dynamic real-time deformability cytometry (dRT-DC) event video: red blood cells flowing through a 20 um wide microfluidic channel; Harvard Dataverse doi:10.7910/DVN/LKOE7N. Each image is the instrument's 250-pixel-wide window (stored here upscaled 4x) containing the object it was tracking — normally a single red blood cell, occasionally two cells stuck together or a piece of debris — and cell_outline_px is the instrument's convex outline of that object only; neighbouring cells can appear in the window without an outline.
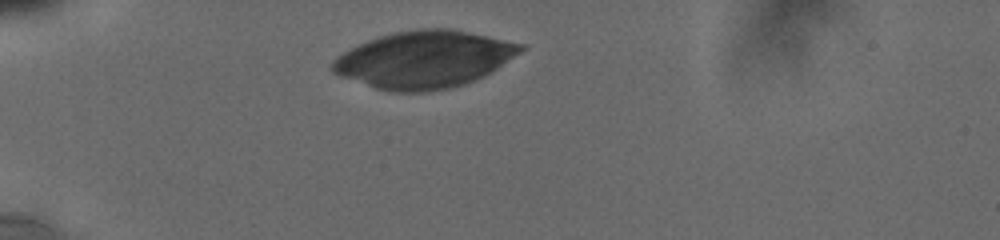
{"species": "human", "species_latin": "Homo sapiens", "temperature_condition": "cold", "stored_images_in_passage": 19, "camera_frame_rate_fps": 3000, "um_per_image_px": 0.085, "donor": {"sex": "male"}, "frame": {"image": 1, "passage_image": 1, "time_ms": 0.0, "image_size_px": [1000, 240], "cell_outline_px": [[528, 48], [484, 76], [476, 80], [452, 88], [424, 92], [392, 92], [376, 88], [340, 76], [332, 72], [328, 68], [332, 60], [336, 56], [376, 36], [392, 32], [420, 28], [452, 28], [528, 44]], "centroid_in_image_um": [36.08, 5.04], "position_along_channel_um": 48.9, "area_um2": 63.23}}
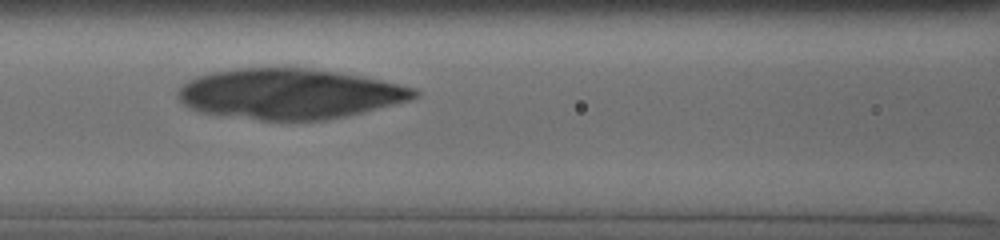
{"frame": {"image": 2, "passage_image": 7, "time_ms": 3.333, "image_size_px": [1000, 240], "cell_outline_px": [[420, 92], [416, 96], [408, 100], [344, 116], [324, 120], [260, 120], [200, 112], [188, 108], [176, 96], [176, 92], [180, 84], [196, 76], [212, 72], [236, 68], [308, 68], [336, 72], [360, 76], [380, 80], [416, 88]], "centroid_in_image_um": [24.51, 7.97], "position_along_channel_um": 142.1, "area_um2": 68.96}}
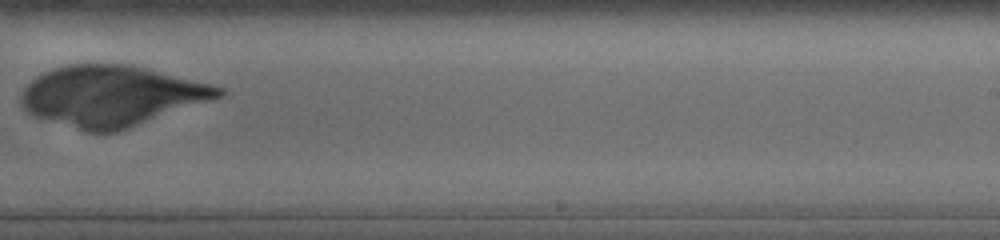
{"frame": {"image": 3, "passage_image": 13, "time_ms": 7.0, "image_size_px": [1000, 240], "cell_outline_px": [[224, 92], [220, 96], [128, 128], [116, 132], [88, 132], [32, 116], [20, 104], [20, 96], [24, 88], [36, 76], [44, 72], [68, 64], [132, 64], [212, 84], [224, 88]], "centroid_in_image_um": [9.41, 8.14], "position_along_channel_um": 279.6, "area_um2": 69.19}}